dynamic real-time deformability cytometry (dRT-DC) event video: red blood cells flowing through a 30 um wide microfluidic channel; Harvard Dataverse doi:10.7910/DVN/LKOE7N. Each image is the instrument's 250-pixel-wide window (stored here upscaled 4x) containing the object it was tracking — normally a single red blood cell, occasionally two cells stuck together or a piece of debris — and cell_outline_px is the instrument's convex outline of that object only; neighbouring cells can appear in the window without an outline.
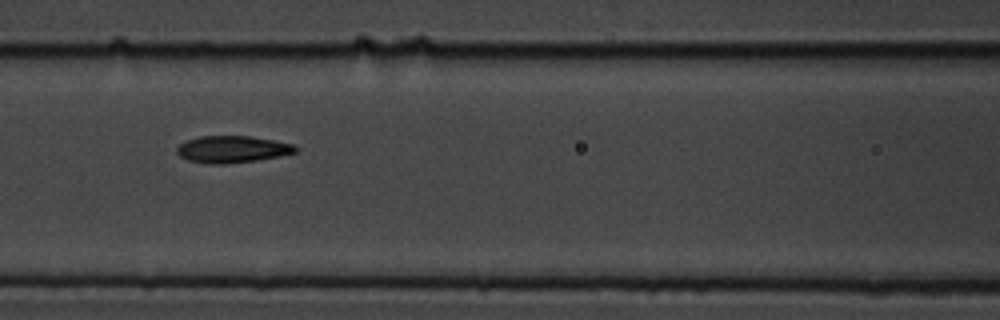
{"species": "common noctule bat (a hibernating species)", "species_latin": "Nyctalus noctula", "temperature_condition": "cold", "stored_images_in_passage": 9, "camera_frame_rate_fps": 3000, "um_per_image_px": 0.085, "animal": {"sex": "male", "body_mass_g": 19.5, "forearm_length_mm": 54.6}, "frame": {"image": 1, "passage_image": 8, "time_ms": 2.333, "image_size_px": [1000, 320], "cell_outline_px": [[300, 148], [296, 152], [280, 156], [256, 160], [224, 164], [208, 164], [188, 160], [180, 156], [176, 152], [176, 148], [184, 140], [200, 136], [248, 136], [272, 140], [292, 144]], "centroid_in_image_um": [19.71, 12.69], "position_along_channel_um": 146.9, "area_um2": 18.61}}
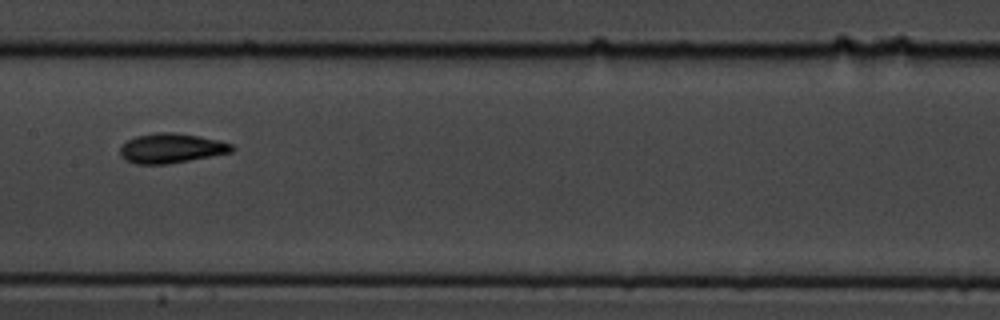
{"frame": {"image": 2, "passage_image": 9, "time_ms": 2.667, "image_size_px": [1000, 320], "cell_outline_px": [[236, 148], [232, 152], [168, 164], [136, 164], [124, 160], [120, 156], [120, 148], [128, 140], [136, 136], [156, 132], [172, 132], [200, 136], [220, 140], [232, 144]], "centroid_in_image_um": [14.56, 12.6], "position_along_channel_um": 192.8, "area_um2": 19.42}}